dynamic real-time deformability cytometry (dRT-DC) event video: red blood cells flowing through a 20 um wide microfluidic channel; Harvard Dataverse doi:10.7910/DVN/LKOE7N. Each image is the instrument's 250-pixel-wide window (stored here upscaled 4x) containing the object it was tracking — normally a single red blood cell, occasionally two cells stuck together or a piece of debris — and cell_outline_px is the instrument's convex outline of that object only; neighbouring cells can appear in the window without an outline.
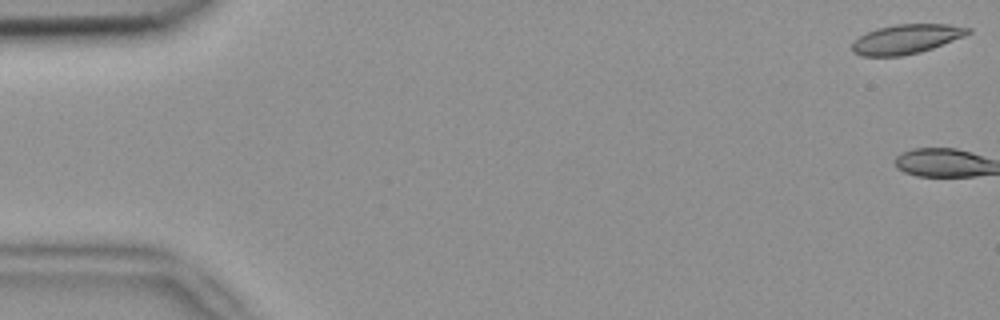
{"species": "common noctule bat (a hibernating species)", "species_latin": "Nyctalus noctula", "temperature_condition": "room temperature", "stored_images_in_passage": 9, "camera_frame_rate_fps": 3000, "um_per_image_px": 0.085, "animal": {"sex": "female", "body_mass_g": 18.4}, "frame": {"image": 1, "passage_image": 1, "time_ms": 0.0, "image_size_px": [1000, 320], "cell_outline_px": [[972, 32], [964, 36], [932, 48], [920, 52], [900, 56], [860, 56], [852, 52], [852, 44], [860, 36], [876, 28], [896, 24], [948, 24], [972, 28]], "centroid_in_image_um": [77.04, 3.32], "position_along_channel_um": 8.0, "area_um2": 19.83}}
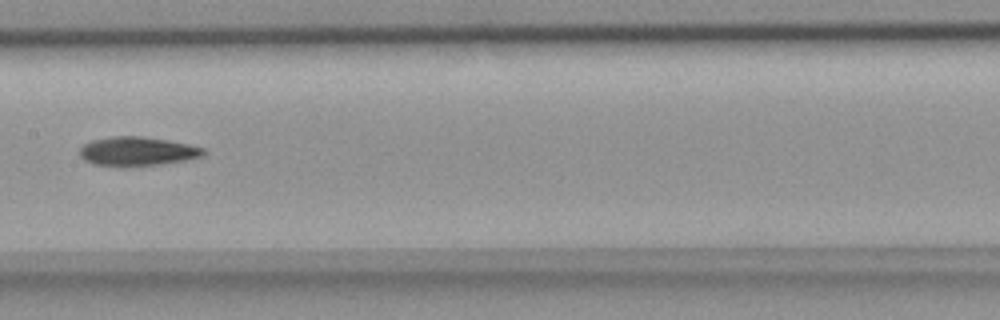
{"frame": {"image": 2, "passage_image": 8, "time_ms": 2.333, "image_size_px": [1000, 320], "cell_outline_px": [[204, 152], [200, 156], [184, 160], [160, 164], [120, 168], [92, 164], [84, 160], [80, 156], [80, 148], [84, 144], [92, 140], [112, 136], [136, 136], [168, 140], [188, 144], [204, 148]], "centroid_in_image_um": [11.59, 12.88], "position_along_channel_um": 195.8, "area_um2": 21.04}}
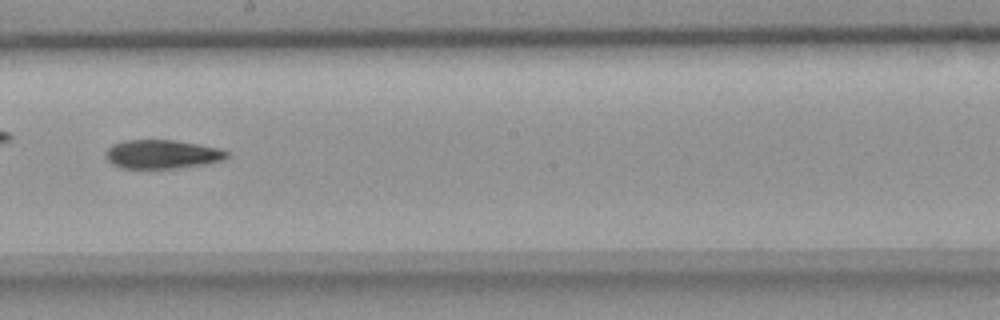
{"frame": {"image": 3, "passage_image": 9, "time_ms": 2.667, "image_size_px": [1000, 320], "cell_outline_px": [[228, 156], [224, 160], [204, 164], [176, 168], [120, 168], [112, 164], [104, 156], [104, 152], [112, 144], [128, 140], [172, 140], [220, 148], [228, 152]], "centroid_in_image_um": [13.75, 13.11], "position_along_channel_um": 234.5, "area_um2": 20.29}}